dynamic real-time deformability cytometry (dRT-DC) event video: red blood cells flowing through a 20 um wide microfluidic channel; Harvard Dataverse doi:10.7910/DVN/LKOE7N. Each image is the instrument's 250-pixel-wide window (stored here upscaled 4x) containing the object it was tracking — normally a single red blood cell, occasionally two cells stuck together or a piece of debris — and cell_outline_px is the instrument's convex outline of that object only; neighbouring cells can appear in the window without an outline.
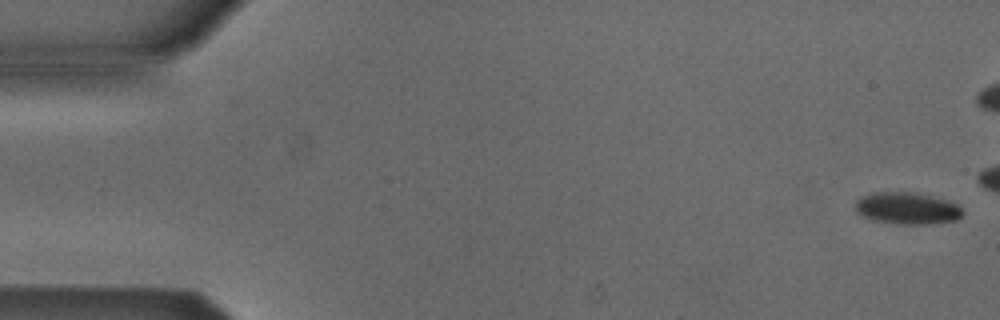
{"species": "Egyptian fruit bat (a non-hibernating species)", "species_latin": "Rousettus aegyptiacus", "temperature_condition": "cold", "stored_images_in_passage": 5, "camera_frame_rate_fps": 3000, "um_per_image_px": 0.085, "animal": {"sex": "male"}, "frame": {"image": 1, "passage_image": 1, "time_ms": 0.0, "image_size_px": [1000, 320], "cell_outline_px": [[964, 212], [956, 220], [928, 224], [896, 224], [872, 220], [856, 212], [856, 200], [860, 196], [872, 192], [912, 192], [932, 196], [956, 204]], "centroid_in_image_um": [77.06, 17.7], "position_along_channel_um": 7.9, "area_um2": 19.88}}